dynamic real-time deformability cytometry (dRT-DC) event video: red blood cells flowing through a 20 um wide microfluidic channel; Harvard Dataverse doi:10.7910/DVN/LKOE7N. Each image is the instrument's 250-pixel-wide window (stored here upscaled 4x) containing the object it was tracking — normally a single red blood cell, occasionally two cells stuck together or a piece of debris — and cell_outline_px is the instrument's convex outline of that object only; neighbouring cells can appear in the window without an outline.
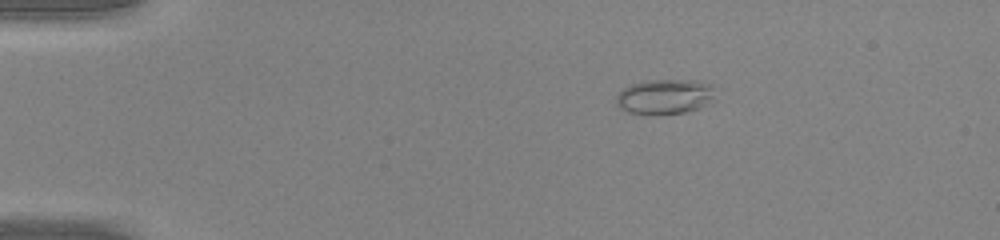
{"species": "common noctule bat (a hibernating species)", "species_latin": "Nyctalus noctula", "temperature_condition": "warm", "stored_images_in_passage": 42, "camera_frame_rate_fps": 3000, "um_per_image_px": 0.085, "animal": {"sex": "male", "body_mass_g": 20.0, "forearm_length_mm": 53.3}, "frame": {"image": 1, "passage_image": 2, "time_ms": 0.333, "image_size_px": [1000, 240], "cell_outline_px": [[720, 88], [716, 100], [700, 108], [688, 112], [628, 112], [620, 108], [616, 104], [616, 96], [624, 88], [632, 84], [648, 80], [696, 80], [712, 84]], "centroid_in_image_um": [56.67, 8.17], "position_along_channel_um": 28.3, "area_um2": 20.29}}
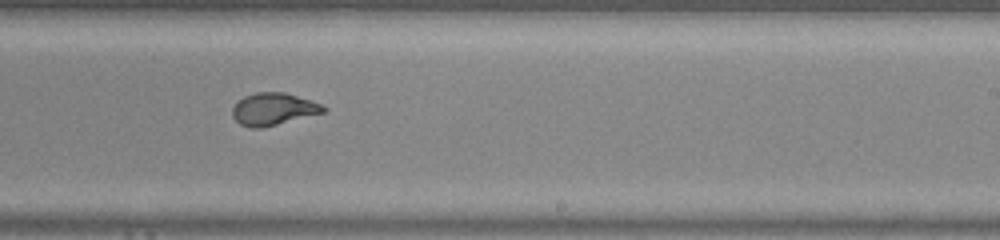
{"frame": {"image": 2, "passage_image": 24, "time_ms": 7.667, "image_size_px": [1000, 240], "cell_outline_px": [[328, 108], [324, 112], [260, 128], [252, 128], [240, 124], [232, 116], [232, 108], [244, 96], [256, 92], [284, 92], [312, 100]], "centroid_in_image_um": [23.23, 9.26], "position_along_channel_um": 265.8, "area_um2": 16.88}}
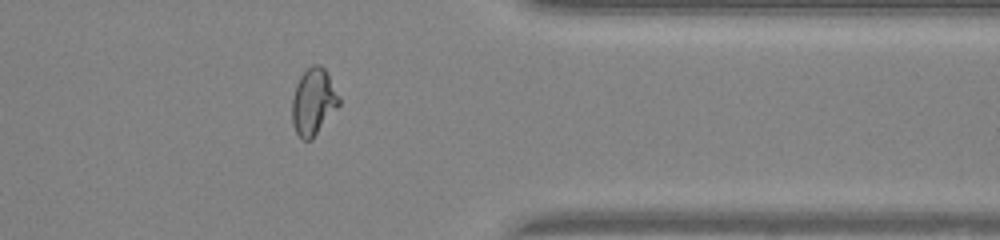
{"frame": {"image": 3, "passage_image": 33, "time_ms": 10.667, "image_size_px": [1000, 240], "cell_outline_px": [[340, 104], [312, 140], [304, 140], [296, 132], [292, 124], [292, 96], [296, 84], [300, 76], [312, 64], [320, 64], [324, 68], [340, 96]], "centroid_in_image_um": [26.63, 8.65], "position_along_channel_um": 384.8, "area_um2": 18.26}, "authors_computed_cell_mechanics": {"area_um2": 18.207, "velocity_mm_per_s": 4.2711, "shape_relaxation_time_tau1_ms": 7.8273, "shape_relaxation_time_tau2_ms": null, "deformation_change_tau1": 0.3007, "deformation_change_tau2": null}}